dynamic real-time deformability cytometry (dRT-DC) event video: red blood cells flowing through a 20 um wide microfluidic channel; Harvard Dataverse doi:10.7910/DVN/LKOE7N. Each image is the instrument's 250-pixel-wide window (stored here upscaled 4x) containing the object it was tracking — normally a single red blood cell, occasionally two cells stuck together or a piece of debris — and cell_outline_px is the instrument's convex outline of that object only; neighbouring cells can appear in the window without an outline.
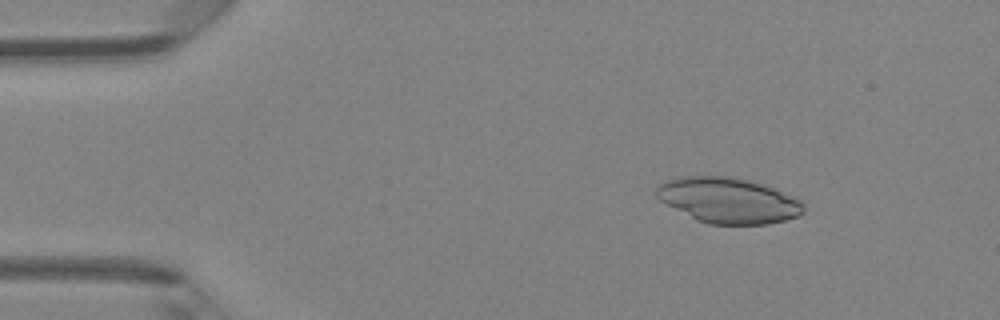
{"species": "Egyptian fruit bat (a non-hibernating species)", "species_latin": "Rousettus aegyptiacus", "temperature_condition": "room temperature", "stored_images_in_passage": 5, "camera_frame_rate_fps": 3000, "um_per_image_px": 0.085, "animal": {"sex": "female"}, "frame": {"image": 1, "passage_image": 2, "time_ms": 0.333, "image_size_px": [1000, 320], "cell_outline_px": [[804, 212], [800, 216], [768, 224], [708, 224], [696, 220], [660, 200], [656, 196], [656, 184], [664, 180], [676, 176], [732, 176], [752, 180], [776, 188], [796, 196], [804, 204]], "centroid_in_image_um": [61.92, 17.01], "position_along_channel_um": 23.1, "area_um2": 39.65}}